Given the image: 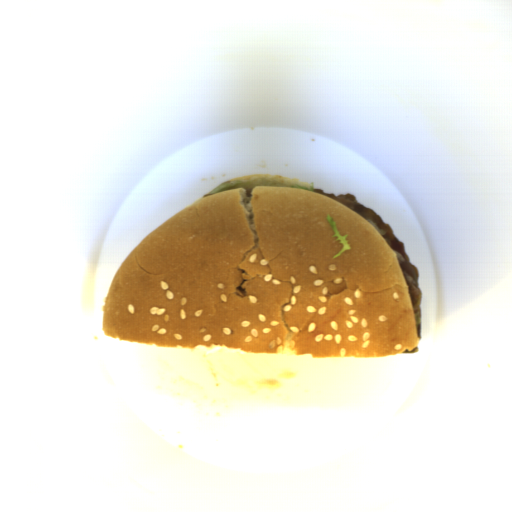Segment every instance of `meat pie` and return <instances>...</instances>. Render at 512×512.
I'll list each match as a JSON object with an SVG mask.
<instances>
[{"label": "meat pie", "mask_w": 512, "mask_h": 512, "mask_svg": "<svg viewBox=\"0 0 512 512\" xmlns=\"http://www.w3.org/2000/svg\"><path fill=\"white\" fill-rule=\"evenodd\" d=\"M313 192L332 198L360 215L378 232L385 243L396 253L399 266L408 286L416 320L417 337L421 339V312L419 308L421 306L422 296L418 284L419 272L417 267L409 262L410 257L405 251L404 243L394 236L390 225L385 224L378 214L372 209L359 204L355 195L347 193L336 196L334 193H324L323 190L319 188H313Z\"/></svg>", "instance_id": "1"}, {"label": "meat pie", "mask_w": 512, "mask_h": 512, "mask_svg": "<svg viewBox=\"0 0 512 512\" xmlns=\"http://www.w3.org/2000/svg\"><path fill=\"white\" fill-rule=\"evenodd\" d=\"M418 352V347H414L412 348L411 350H405L403 351V354H413V353H417Z\"/></svg>", "instance_id": "2"}]
</instances>
